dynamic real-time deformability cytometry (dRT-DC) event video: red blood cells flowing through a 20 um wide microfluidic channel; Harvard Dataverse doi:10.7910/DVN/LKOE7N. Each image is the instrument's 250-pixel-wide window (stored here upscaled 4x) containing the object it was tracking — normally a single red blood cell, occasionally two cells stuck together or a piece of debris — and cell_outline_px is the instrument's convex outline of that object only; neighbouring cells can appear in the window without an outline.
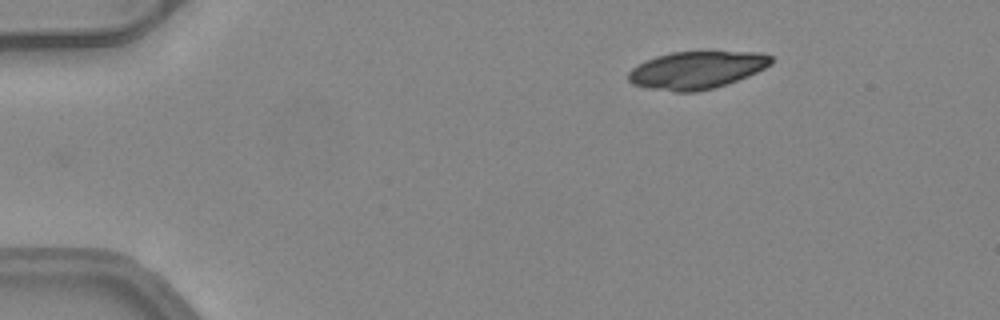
{"species": "common noctule bat (a hibernating species)", "species_latin": "Nyctalus noctula", "temperature_condition": "warm", "stored_images_in_passage": 44, "camera_frame_rate_fps": 3000, "um_per_image_px": 0.085, "animal": {"sex": "female", "body_mass_g": 24.6, "forearm_length_mm": 56.2}, "frame": {"image": 1, "passage_image": 2, "time_ms": 0.333, "image_size_px": [1000, 320], "cell_outline_px": [[772, 64], [748, 76], [712, 88], [696, 92], [676, 92], [648, 88], [632, 84], [628, 80], [628, 72], [632, 68], [644, 60], [656, 56], [672, 52], [760, 52], [772, 56]], "centroid_in_image_um": [59.18, 5.95], "position_along_channel_um": 25.8, "area_um2": 31.1}}